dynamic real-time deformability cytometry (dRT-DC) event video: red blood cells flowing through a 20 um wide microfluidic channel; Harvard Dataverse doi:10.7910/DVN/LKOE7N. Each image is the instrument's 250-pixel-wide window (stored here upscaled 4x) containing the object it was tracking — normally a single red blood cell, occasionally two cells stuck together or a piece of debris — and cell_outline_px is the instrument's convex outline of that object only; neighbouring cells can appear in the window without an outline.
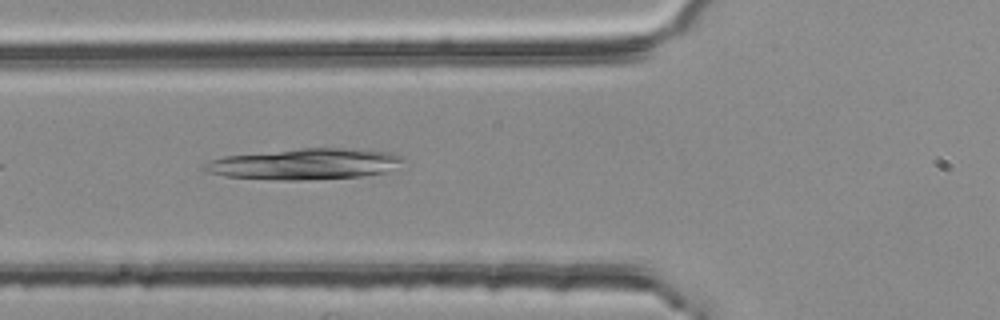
{"species": "common noctule bat (a hibernating species)", "species_latin": "Nyctalus noctula", "temperature_condition": "room temperature", "stored_images_in_passage": 2, "camera_frame_rate_fps": 3000, "um_per_image_px": 0.085, "animal": {"sex": "female", "body_mass_g": 25.1}, "frame": {"image": 1, "passage_image": 2, "time_ms": 0.333, "image_size_px": [1000, 320], "cell_outline_px": [[408, 160], [384, 172], [360, 176], [300, 180], [284, 180], [224, 176], [204, 172], [200, 168], [200, 164], [224, 156], [300, 148], [360, 148], [392, 152], [404, 156]], "centroid_in_image_um": [25.91, 13.92], "position_along_channel_um": 99.9, "area_um2": 36.18}}